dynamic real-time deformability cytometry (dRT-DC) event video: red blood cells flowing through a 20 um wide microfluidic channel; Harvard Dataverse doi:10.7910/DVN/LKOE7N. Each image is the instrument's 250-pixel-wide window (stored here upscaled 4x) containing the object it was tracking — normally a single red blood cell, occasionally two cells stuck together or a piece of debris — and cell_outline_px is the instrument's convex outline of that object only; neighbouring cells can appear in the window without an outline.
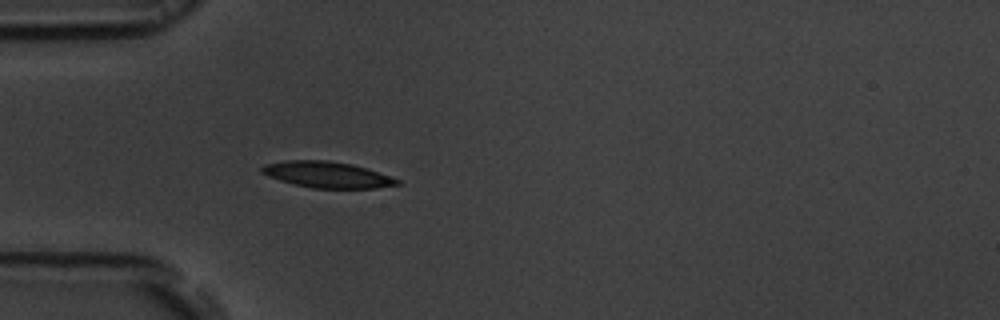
{"species": "common noctule bat (a hibernating species)", "species_latin": "Nyctalus noctula", "temperature_condition": "room temperature", "stored_images_in_passage": 40, "camera_frame_rate_fps": 3000, "um_per_image_px": 0.085, "animal": {"sex": "male", "body_mass_g": 19.5, "forearm_length_mm": 54.6}, "frame": {"image": 1, "passage_image": 1, "time_ms": 0.0, "image_size_px": [1000, 320], "cell_outline_px": [[400, 184], [376, 188], [312, 188], [280, 180], [268, 176], [260, 172], [260, 168], [264, 164], [284, 160], [328, 160], [352, 164], [400, 180]], "centroid_in_image_um": [27.75, 14.84], "position_along_channel_um": 57.3, "area_um2": 20.4}}
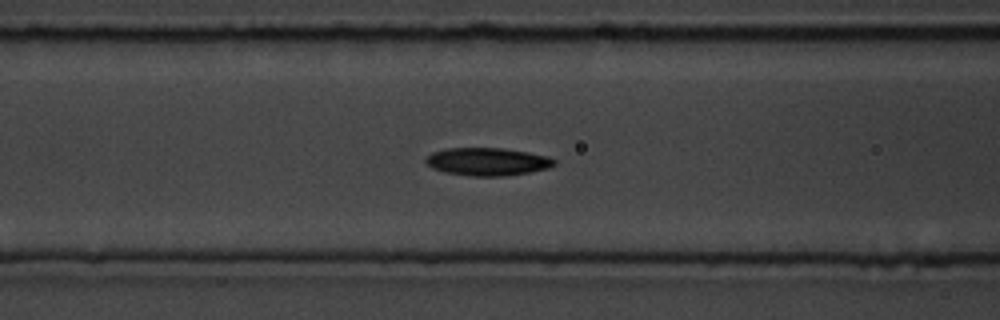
{"frame": {"image": 2, "passage_image": 7, "time_ms": 2.0, "image_size_px": [1000, 320], "cell_outline_px": [[556, 164], [548, 168], [528, 172], [504, 176], [472, 176], [444, 172], [432, 168], [424, 160], [432, 152], [448, 148], [504, 148], [528, 152], [548, 156], [556, 160]], "centroid_in_image_um": [41.44, 13.73], "position_along_channel_um": 125.2, "area_um2": 20.81}}
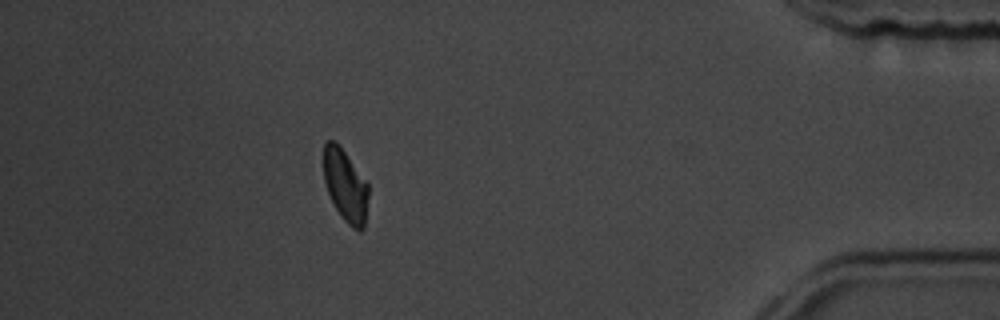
{"frame": {"image": 3, "passage_image": 34, "time_ms": 11.0, "image_size_px": [1000, 320], "cell_outline_px": [[368, 196], [364, 228], [360, 232], [352, 228], [344, 220], [336, 208], [328, 192], [324, 180], [324, 144], [328, 140], [336, 140], [368, 184]], "centroid_in_image_um": [29.36, 15.77], "position_along_channel_um": 405.8, "area_um2": 18.67}, "authors_computed_cell_mechanics": {"area_um2": 20.2878, "velocity_mm_per_s": 3.663, "shape_relaxation_time_tau1_ms": 4.3192, "shape_relaxation_time_tau2_ms": 5.1978, "deformation_change_tau1": 0.1173, "deformation_change_tau2": 0.1012}}